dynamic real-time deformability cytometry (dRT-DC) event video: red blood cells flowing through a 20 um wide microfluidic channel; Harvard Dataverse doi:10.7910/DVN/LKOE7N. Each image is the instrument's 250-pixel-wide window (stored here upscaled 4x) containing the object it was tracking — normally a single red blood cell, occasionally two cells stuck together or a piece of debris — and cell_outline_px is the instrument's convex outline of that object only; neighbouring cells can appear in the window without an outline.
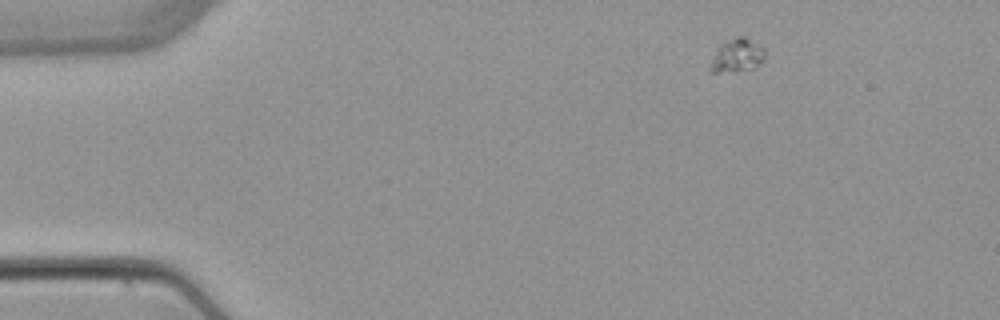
{"species": "common noctule bat (a hibernating species)", "species_latin": "Nyctalus noctula", "temperature_condition": "warm", "stored_images_in_passage": 4, "camera_frame_rate_fps": 3000, "um_per_image_px": 0.085, "animal": {"sex": "female", "body_mass_g": 22.7, "forearm_length_mm": 54.2}, "frame": {"image": 1, "passage_image": 1, "time_ms": 0.0, "image_size_px": [1000, 320], "cell_outline_px": [[764, 60], [752, 68], [720, 72], [712, 72], [708, 68], [716, 48], [720, 44], [736, 36], [744, 36], [764, 48]], "centroid_in_image_um": [62.61, 4.69], "position_along_channel_um": 22.4, "area_um2": 10.46}}
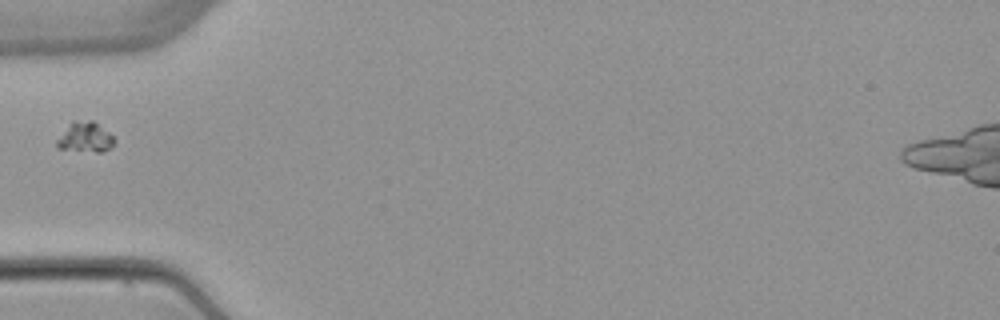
{"frame": {"image": 2, "passage_image": 4, "time_ms": 3.667, "image_size_px": [1000, 320], "cell_outline_px": [[116, 140], [112, 148], [100, 152], [96, 152], [56, 148], [56, 140], [72, 120], [92, 120], [108, 132]], "centroid_in_image_um": [7.24, 11.67], "position_along_channel_um": 77.8, "area_um2": 10.12}}